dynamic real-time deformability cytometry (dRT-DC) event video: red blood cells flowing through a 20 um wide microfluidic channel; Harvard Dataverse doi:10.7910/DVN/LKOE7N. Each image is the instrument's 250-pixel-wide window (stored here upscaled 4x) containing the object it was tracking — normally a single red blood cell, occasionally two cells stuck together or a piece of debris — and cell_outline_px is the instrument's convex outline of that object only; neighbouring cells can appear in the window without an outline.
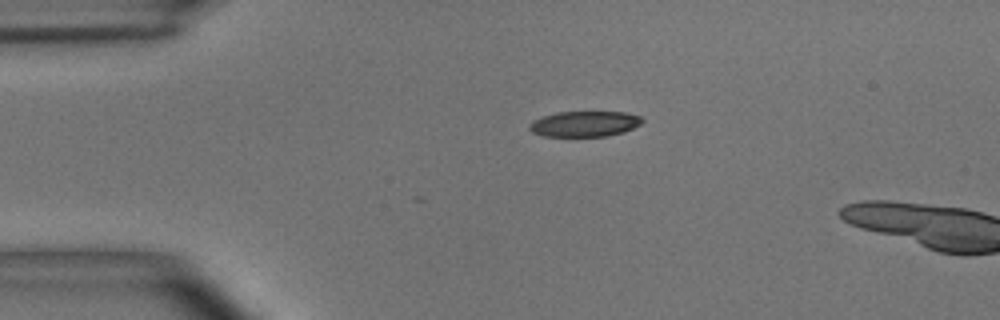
{"species": "common noctule bat (a hibernating species)", "species_latin": "Nyctalus noctula", "temperature_condition": "room temperature", "stored_images_in_passage": 2, "camera_frame_rate_fps": 3000, "um_per_image_px": 0.085, "animal": {"sex": "male", "body_mass_g": 15.6}, "frame": {"image": 1, "passage_image": 1, "time_ms": 0.0, "image_size_px": [1000, 320], "cell_outline_px": [[644, 120], [640, 124], [624, 132], [608, 136], [544, 136], [532, 132], [528, 128], [536, 120], [544, 116], [556, 112], [624, 112], [640, 116]], "centroid_in_image_um": [49.73, 10.53], "position_along_channel_um": 35.3, "area_um2": 16.59}}